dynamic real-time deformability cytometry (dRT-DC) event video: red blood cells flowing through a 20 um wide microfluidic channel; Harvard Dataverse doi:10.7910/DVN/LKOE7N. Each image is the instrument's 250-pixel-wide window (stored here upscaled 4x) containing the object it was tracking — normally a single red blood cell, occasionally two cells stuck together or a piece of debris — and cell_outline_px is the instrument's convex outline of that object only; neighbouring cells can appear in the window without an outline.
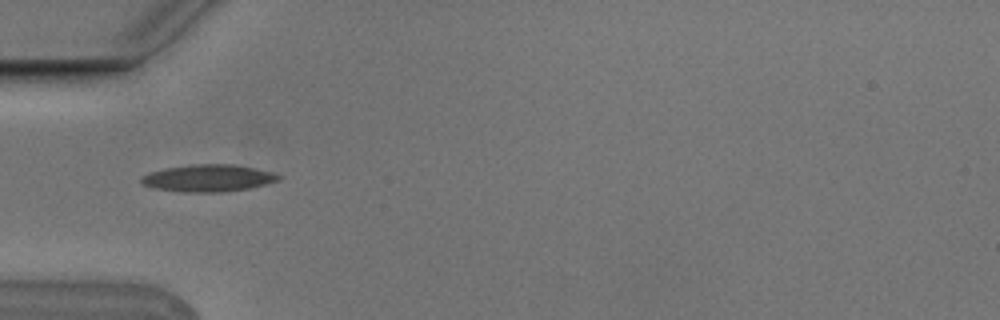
{"species": "Egyptian fruit bat (a non-hibernating species)", "species_latin": "Rousettus aegyptiacus", "temperature_condition": "cold", "stored_images_in_passage": 7, "camera_frame_rate_fps": 3000, "um_per_image_px": 0.085, "animal": {"sex": "male"}, "frame": {"image": 1, "passage_image": 2, "time_ms": 0.333, "image_size_px": [1000, 320], "cell_outline_px": [[280, 180], [248, 188], [224, 192], [184, 192], [156, 188], [144, 184], [140, 180], [140, 176], [164, 168], [192, 164], [232, 164], [272, 172], [280, 176]], "centroid_in_image_um": [17.68, 15.13], "position_along_channel_um": 67.3, "area_um2": 21.39}}
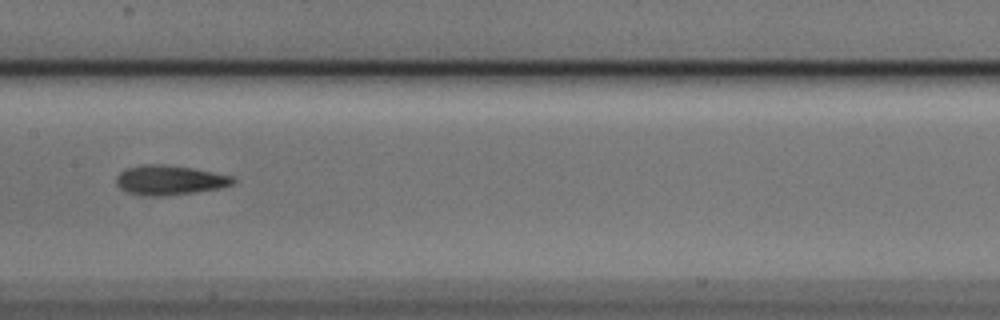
{"frame": {"image": 2, "passage_image": 5, "time_ms": 1.333, "image_size_px": [1000, 320], "cell_outline_px": [[236, 180], [232, 184], [220, 188], [196, 192], [164, 196], [156, 196], [128, 192], [120, 188], [116, 184], [116, 176], [120, 172], [128, 168], [140, 164], [164, 164], [192, 168], [232, 176]], "centroid_in_image_um": [14.41, 15.3], "position_along_channel_um": 193.0, "area_um2": 20.0}}
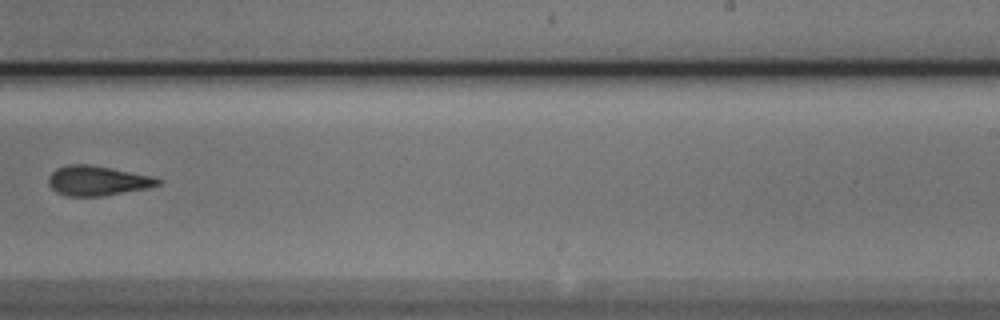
{"frame": {"image": 3, "passage_image": 7, "time_ms": 2.0, "image_size_px": [1000, 320], "cell_outline_px": [[160, 184], [148, 188], [104, 196], [68, 196], [56, 192], [48, 184], [48, 176], [56, 168], [68, 164], [88, 164], [152, 176], [160, 180]], "centroid_in_image_um": [8.24, 15.36], "position_along_channel_um": 280.8, "area_um2": 18.9}}